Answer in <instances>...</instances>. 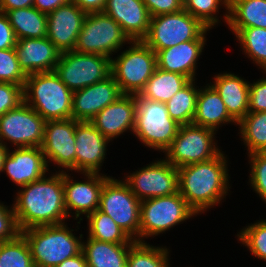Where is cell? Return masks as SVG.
<instances>
[{
    "mask_svg": "<svg viewBox=\"0 0 266 267\" xmlns=\"http://www.w3.org/2000/svg\"><path fill=\"white\" fill-rule=\"evenodd\" d=\"M14 49L26 75L54 71L61 54L47 37L19 39Z\"/></svg>",
    "mask_w": 266,
    "mask_h": 267,
    "instance_id": "cell-22",
    "label": "cell"
},
{
    "mask_svg": "<svg viewBox=\"0 0 266 267\" xmlns=\"http://www.w3.org/2000/svg\"><path fill=\"white\" fill-rule=\"evenodd\" d=\"M75 140L76 171L78 173H100L110 140L90 122L84 121L76 124Z\"/></svg>",
    "mask_w": 266,
    "mask_h": 267,
    "instance_id": "cell-20",
    "label": "cell"
},
{
    "mask_svg": "<svg viewBox=\"0 0 266 267\" xmlns=\"http://www.w3.org/2000/svg\"><path fill=\"white\" fill-rule=\"evenodd\" d=\"M230 30L239 41L244 54L266 72V29L250 27L230 28Z\"/></svg>",
    "mask_w": 266,
    "mask_h": 267,
    "instance_id": "cell-33",
    "label": "cell"
},
{
    "mask_svg": "<svg viewBox=\"0 0 266 267\" xmlns=\"http://www.w3.org/2000/svg\"><path fill=\"white\" fill-rule=\"evenodd\" d=\"M228 171L223 151L209 161L179 167V193L197 214L204 213L229 193Z\"/></svg>",
    "mask_w": 266,
    "mask_h": 267,
    "instance_id": "cell-2",
    "label": "cell"
},
{
    "mask_svg": "<svg viewBox=\"0 0 266 267\" xmlns=\"http://www.w3.org/2000/svg\"><path fill=\"white\" fill-rule=\"evenodd\" d=\"M85 13L103 12L106 0H72Z\"/></svg>",
    "mask_w": 266,
    "mask_h": 267,
    "instance_id": "cell-46",
    "label": "cell"
},
{
    "mask_svg": "<svg viewBox=\"0 0 266 267\" xmlns=\"http://www.w3.org/2000/svg\"><path fill=\"white\" fill-rule=\"evenodd\" d=\"M23 96L45 121L72 118L73 91L54 71L27 75Z\"/></svg>",
    "mask_w": 266,
    "mask_h": 267,
    "instance_id": "cell-3",
    "label": "cell"
},
{
    "mask_svg": "<svg viewBox=\"0 0 266 267\" xmlns=\"http://www.w3.org/2000/svg\"><path fill=\"white\" fill-rule=\"evenodd\" d=\"M237 125L249 154L266 152V112L248 113Z\"/></svg>",
    "mask_w": 266,
    "mask_h": 267,
    "instance_id": "cell-32",
    "label": "cell"
},
{
    "mask_svg": "<svg viewBox=\"0 0 266 267\" xmlns=\"http://www.w3.org/2000/svg\"><path fill=\"white\" fill-rule=\"evenodd\" d=\"M0 267H35L29 244L21 233L0 243Z\"/></svg>",
    "mask_w": 266,
    "mask_h": 267,
    "instance_id": "cell-36",
    "label": "cell"
},
{
    "mask_svg": "<svg viewBox=\"0 0 266 267\" xmlns=\"http://www.w3.org/2000/svg\"><path fill=\"white\" fill-rule=\"evenodd\" d=\"M103 13L112 17L131 41L146 37L151 16L142 0H106Z\"/></svg>",
    "mask_w": 266,
    "mask_h": 267,
    "instance_id": "cell-23",
    "label": "cell"
},
{
    "mask_svg": "<svg viewBox=\"0 0 266 267\" xmlns=\"http://www.w3.org/2000/svg\"><path fill=\"white\" fill-rule=\"evenodd\" d=\"M237 122L229 115L220 94L210 84L200 88L192 124L217 131L219 125Z\"/></svg>",
    "mask_w": 266,
    "mask_h": 267,
    "instance_id": "cell-26",
    "label": "cell"
},
{
    "mask_svg": "<svg viewBox=\"0 0 266 267\" xmlns=\"http://www.w3.org/2000/svg\"><path fill=\"white\" fill-rule=\"evenodd\" d=\"M78 122L72 118L46 121L41 149L47 165L53 161L67 172H76L75 130Z\"/></svg>",
    "mask_w": 266,
    "mask_h": 267,
    "instance_id": "cell-15",
    "label": "cell"
},
{
    "mask_svg": "<svg viewBox=\"0 0 266 267\" xmlns=\"http://www.w3.org/2000/svg\"><path fill=\"white\" fill-rule=\"evenodd\" d=\"M266 112V77L249 83V113Z\"/></svg>",
    "mask_w": 266,
    "mask_h": 267,
    "instance_id": "cell-43",
    "label": "cell"
},
{
    "mask_svg": "<svg viewBox=\"0 0 266 267\" xmlns=\"http://www.w3.org/2000/svg\"><path fill=\"white\" fill-rule=\"evenodd\" d=\"M206 40H191L156 52L157 68L195 80L197 61Z\"/></svg>",
    "mask_w": 266,
    "mask_h": 267,
    "instance_id": "cell-24",
    "label": "cell"
},
{
    "mask_svg": "<svg viewBox=\"0 0 266 267\" xmlns=\"http://www.w3.org/2000/svg\"><path fill=\"white\" fill-rule=\"evenodd\" d=\"M67 224L33 227L22 230L27 240L35 267H56L64 260L82 252V238ZM80 239V240H79Z\"/></svg>",
    "mask_w": 266,
    "mask_h": 267,
    "instance_id": "cell-4",
    "label": "cell"
},
{
    "mask_svg": "<svg viewBox=\"0 0 266 267\" xmlns=\"http://www.w3.org/2000/svg\"><path fill=\"white\" fill-rule=\"evenodd\" d=\"M210 31L199 19L182 9L177 13L150 18L149 30L142 40L155 53L179 43L191 40H206Z\"/></svg>",
    "mask_w": 266,
    "mask_h": 267,
    "instance_id": "cell-7",
    "label": "cell"
},
{
    "mask_svg": "<svg viewBox=\"0 0 266 267\" xmlns=\"http://www.w3.org/2000/svg\"><path fill=\"white\" fill-rule=\"evenodd\" d=\"M197 216L179 192L141 201L139 242L155 237L170 228Z\"/></svg>",
    "mask_w": 266,
    "mask_h": 267,
    "instance_id": "cell-8",
    "label": "cell"
},
{
    "mask_svg": "<svg viewBox=\"0 0 266 267\" xmlns=\"http://www.w3.org/2000/svg\"><path fill=\"white\" fill-rule=\"evenodd\" d=\"M221 4L226 9L224 22L228 23L229 0H183V9L212 29L220 21L216 13H219Z\"/></svg>",
    "mask_w": 266,
    "mask_h": 267,
    "instance_id": "cell-37",
    "label": "cell"
},
{
    "mask_svg": "<svg viewBox=\"0 0 266 267\" xmlns=\"http://www.w3.org/2000/svg\"><path fill=\"white\" fill-rule=\"evenodd\" d=\"M168 250L136 241L130 247L126 267H170Z\"/></svg>",
    "mask_w": 266,
    "mask_h": 267,
    "instance_id": "cell-35",
    "label": "cell"
},
{
    "mask_svg": "<svg viewBox=\"0 0 266 267\" xmlns=\"http://www.w3.org/2000/svg\"><path fill=\"white\" fill-rule=\"evenodd\" d=\"M45 123L34 109L23 102L0 117V142L5 145L9 141L16 148L41 147Z\"/></svg>",
    "mask_w": 266,
    "mask_h": 267,
    "instance_id": "cell-13",
    "label": "cell"
},
{
    "mask_svg": "<svg viewBox=\"0 0 266 267\" xmlns=\"http://www.w3.org/2000/svg\"><path fill=\"white\" fill-rule=\"evenodd\" d=\"M17 38L5 13L0 12V49L14 48Z\"/></svg>",
    "mask_w": 266,
    "mask_h": 267,
    "instance_id": "cell-45",
    "label": "cell"
},
{
    "mask_svg": "<svg viewBox=\"0 0 266 267\" xmlns=\"http://www.w3.org/2000/svg\"><path fill=\"white\" fill-rule=\"evenodd\" d=\"M56 267H87V263L83 252H81L72 258L64 260Z\"/></svg>",
    "mask_w": 266,
    "mask_h": 267,
    "instance_id": "cell-49",
    "label": "cell"
},
{
    "mask_svg": "<svg viewBox=\"0 0 266 267\" xmlns=\"http://www.w3.org/2000/svg\"><path fill=\"white\" fill-rule=\"evenodd\" d=\"M137 109L134 135L145 146L165 152L177 135L180 125L173 120L165 103L136 95Z\"/></svg>",
    "mask_w": 266,
    "mask_h": 267,
    "instance_id": "cell-5",
    "label": "cell"
},
{
    "mask_svg": "<svg viewBox=\"0 0 266 267\" xmlns=\"http://www.w3.org/2000/svg\"><path fill=\"white\" fill-rule=\"evenodd\" d=\"M8 150H9L8 146L0 142V172L2 170V165L4 163V159L8 153Z\"/></svg>",
    "mask_w": 266,
    "mask_h": 267,
    "instance_id": "cell-50",
    "label": "cell"
},
{
    "mask_svg": "<svg viewBox=\"0 0 266 267\" xmlns=\"http://www.w3.org/2000/svg\"><path fill=\"white\" fill-rule=\"evenodd\" d=\"M248 157L251 165L250 186L266 204V152L248 154Z\"/></svg>",
    "mask_w": 266,
    "mask_h": 267,
    "instance_id": "cell-40",
    "label": "cell"
},
{
    "mask_svg": "<svg viewBox=\"0 0 266 267\" xmlns=\"http://www.w3.org/2000/svg\"><path fill=\"white\" fill-rule=\"evenodd\" d=\"M86 218L89 238L114 244H134L136 242L109 215L98 209Z\"/></svg>",
    "mask_w": 266,
    "mask_h": 267,
    "instance_id": "cell-31",
    "label": "cell"
},
{
    "mask_svg": "<svg viewBox=\"0 0 266 267\" xmlns=\"http://www.w3.org/2000/svg\"><path fill=\"white\" fill-rule=\"evenodd\" d=\"M132 245L114 244L88 237L86 242H82V252L87 267H126Z\"/></svg>",
    "mask_w": 266,
    "mask_h": 267,
    "instance_id": "cell-27",
    "label": "cell"
},
{
    "mask_svg": "<svg viewBox=\"0 0 266 267\" xmlns=\"http://www.w3.org/2000/svg\"><path fill=\"white\" fill-rule=\"evenodd\" d=\"M131 45L111 59V75L122 94L139 95L157 68L156 53L143 41H131Z\"/></svg>",
    "mask_w": 266,
    "mask_h": 267,
    "instance_id": "cell-6",
    "label": "cell"
},
{
    "mask_svg": "<svg viewBox=\"0 0 266 267\" xmlns=\"http://www.w3.org/2000/svg\"><path fill=\"white\" fill-rule=\"evenodd\" d=\"M199 89L195 80H191L165 104L169 116L179 125L191 124L196 111V99Z\"/></svg>",
    "mask_w": 266,
    "mask_h": 267,
    "instance_id": "cell-34",
    "label": "cell"
},
{
    "mask_svg": "<svg viewBox=\"0 0 266 267\" xmlns=\"http://www.w3.org/2000/svg\"><path fill=\"white\" fill-rule=\"evenodd\" d=\"M54 72L71 90L83 89L111 76V59L74 50L62 52Z\"/></svg>",
    "mask_w": 266,
    "mask_h": 267,
    "instance_id": "cell-12",
    "label": "cell"
},
{
    "mask_svg": "<svg viewBox=\"0 0 266 267\" xmlns=\"http://www.w3.org/2000/svg\"><path fill=\"white\" fill-rule=\"evenodd\" d=\"M20 233L13 206L0 203V243L15 239Z\"/></svg>",
    "mask_w": 266,
    "mask_h": 267,
    "instance_id": "cell-42",
    "label": "cell"
},
{
    "mask_svg": "<svg viewBox=\"0 0 266 267\" xmlns=\"http://www.w3.org/2000/svg\"><path fill=\"white\" fill-rule=\"evenodd\" d=\"M12 206L20 231L65 223L63 171L21 187Z\"/></svg>",
    "mask_w": 266,
    "mask_h": 267,
    "instance_id": "cell-1",
    "label": "cell"
},
{
    "mask_svg": "<svg viewBox=\"0 0 266 267\" xmlns=\"http://www.w3.org/2000/svg\"><path fill=\"white\" fill-rule=\"evenodd\" d=\"M87 13L72 0L47 14V38L62 53L75 48Z\"/></svg>",
    "mask_w": 266,
    "mask_h": 267,
    "instance_id": "cell-17",
    "label": "cell"
},
{
    "mask_svg": "<svg viewBox=\"0 0 266 267\" xmlns=\"http://www.w3.org/2000/svg\"><path fill=\"white\" fill-rule=\"evenodd\" d=\"M216 132L194 124L180 125L177 135L165 151V159L174 167L209 161L220 150L215 143Z\"/></svg>",
    "mask_w": 266,
    "mask_h": 267,
    "instance_id": "cell-10",
    "label": "cell"
},
{
    "mask_svg": "<svg viewBox=\"0 0 266 267\" xmlns=\"http://www.w3.org/2000/svg\"><path fill=\"white\" fill-rule=\"evenodd\" d=\"M17 186L23 187L39 180L49 171L44 153L41 147H22L10 149L4 159L1 172Z\"/></svg>",
    "mask_w": 266,
    "mask_h": 267,
    "instance_id": "cell-19",
    "label": "cell"
},
{
    "mask_svg": "<svg viewBox=\"0 0 266 267\" xmlns=\"http://www.w3.org/2000/svg\"><path fill=\"white\" fill-rule=\"evenodd\" d=\"M151 17L177 13L183 9V0H142Z\"/></svg>",
    "mask_w": 266,
    "mask_h": 267,
    "instance_id": "cell-44",
    "label": "cell"
},
{
    "mask_svg": "<svg viewBox=\"0 0 266 267\" xmlns=\"http://www.w3.org/2000/svg\"><path fill=\"white\" fill-rule=\"evenodd\" d=\"M23 87L14 83L0 82V117L24 102Z\"/></svg>",
    "mask_w": 266,
    "mask_h": 267,
    "instance_id": "cell-41",
    "label": "cell"
},
{
    "mask_svg": "<svg viewBox=\"0 0 266 267\" xmlns=\"http://www.w3.org/2000/svg\"><path fill=\"white\" fill-rule=\"evenodd\" d=\"M63 171L64 204L68 217L75 214V220L79 218L78 224L83 220L80 216L86 217L99 208L101 191L104 182L110 177L102 173H82L86 181H76L73 177ZM70 211V212H69Z\"/></svg>",
    "mask_w": 266,
    "mask_h": 267,
    "instance_id": "cell-16",
    "label": "cell"
},
{
    "mask_svg": "<svg viewBox=\"0 0 266 267\" xmlns=\"http://www.w3.org/2000/svg\"><path fill=\"white\" fill-rule=\"evenodd\" d=\"M237 234L254 257L266 261V219L244 227Z\"/></svg>",
    "mask_w": 266,
    "mask_h": 267,
    "instance_id": "cell-38",
    "label": "cell"
},
{
    "mask_svg": "<svg viewBox=\"0 0 266 267\" xmlns=\"http://www.w3.org/2000/svg\"><path fill=\"white\" fill-rule=\"evenodd\" d=\"M70 0H34L33 6L44 14H49Z\"/></svg>",
    "mask_w": 266,
    "mask_h": 267,
    "instance_id": "cell-47",
    "label": "cell"
},
{
    "mask_svg": "<svg viewBox=\"0 0 266 267\" xmlns=\"http://www.w3.org/2000/svg\"><path fill=\"white\" fill-rule=\"evenodd\" d=\"M122 95L112 75L103 81L73 91L72 119L90 122L102 109Z\"/></svg>",
    "mask_w": 266,
    "mask_h": 267,
    "instance_id": "cell-18",
    "label": "cell"
},
{
    "mask_svg": "<svg viewBox=\"0 0 266 267\" xmlns=\"http://www.w3.org/2000/svg\"><path fill=\"white\" fill-rule=\"evenodd\" d=\"M34 0H0V12L6 13L7 11L33 7Z\"/></svg>",
    "mask_w": 266,
    "mask_h": 267,
    "instance_id": "cell-48",
    "label": "cell"
},
{
    "mask_svg": "<svg viewBox=\"0 0 266 267\" xmlns=\"http://www.w3.org/2000/svg\"><path fill=\"white\" fill-rule=\"evenodd\" d=\"M126 42L130 45L131 40L112 17L103 12L88 13L74 51L112 59L111 54L121 50Z\"/></svg>",
    "mask_w": 266,
    "mask_h": 267,
    "instance_id": "cell-9",
    "label": "cell"
},
{
    "mask_svg": "<svg viewBox=\"0 0 266 267\" xmlns=\"http://www.w3.org/2000/svg\"><path fill=\"white\" fill-rule=\"evenodd\" d=\"M214 89L220 94L229 115L238 123L249 113V82L234 73L214 76Z\"/></svg>",
    "mask_w": 266,
    "mask_h": 267,
    "instance_id": "cell-25",
    "label": "cell"
},
{
    "mask_svg": "<svg viewBox=\"0 0 266 267\" xmlns=\"http://www.w3.org/2000/svg\"><path fill=\"white\" fill-rule=\"evenodd\" d=\"M17 40L47 37V14L33 7L19 8L5 13Z\"/></svg>",
    "mask_w": 266,
    "mask_h": 267,
    "instance_id": "cell-29",
    "label": "cell"
},
{
    "mask_svg": "<svg viewBox=\"0 0 266 267\" xmlns=\"http://www.w3.org/2000/svg\"><path fill=\"white\" fill-rule=\"evenodd\" d=\"M228 28L266 29V0H229Z\"/></svg>",
    "mask_w": 266,
    "mask_h": 267,
    "instance_id": "cell-30",
    "label": "cell"
},
{
    "mask_svg": "<svg viewBox=\"0 0 266 267\" xmlns=\"http://www.w3.org/2000/svg\"><path fill=\"white\" fill-rule=\"evenodd\" d=\"M136 95L123 94L116 101L102 109L90 123L109 139L134 130L136 119Z\"/></svg>",
    "mask_w": 266,
    "mask_h": 267,
    "instance_id": "cell-21",
    "label": "cell"
},
{
    "mask_svg": "<svg viewBox=\"0 0 266 267\" xmlns=\"http://www.w3.org/2000/svg\"><path fill=\"white\" fill-rule=\"evenodd\" d=\"M125 178L131 192L140 201L179 192L178 168L166 159L152 162Z\"/></svg>",
    "mask_w": 266,
    "mask_h": 267,
    "instance_id": "cell-14",
    "label": "cell"
},
{
    "mask_svg": "<svg viewBox=\"0 0 266 267\" xmlns=\"http://www.w3.org/2000/svg\"><path fill=\"white\" fill-rule=\"evenodd\" d=\"M190 81L191 80L184 75L166 72L156 68L154 74L146 82L139 96L141 98L166 103Z\"/></svg>",
    "mask_w": 266,
    "mask_h": 267,
    "instance_id": "cell-28",
    "label": "cell"
},
{
    "mask_svg": "<svg viewBox=\"0 0 266 267\" xmlns=\"http://www.w3.org/2000/svg\"><path fill=\"white\" fill-rule=\"evenodd\" d=\"M27 75L20 68L14 48L0 49V82L24 86Z\"/></svg>",
    "mask_w": 266,
    "mask_h": 267,
    "instance_id": "cell-39",
    "label": "cell"
},
{
    "mask_svg": "<svg viewBox=\"0 0 266 267\" xmlns=\"http://www.w3.org/2000/svg\"><path fill=\"white\" fill-rule=\"evenodd\" d=\"M140 204L125 181L109 177L104 182L98 210L109 215L133 240L139 242Z\"/></svg>",
    "mask_w": 266,
    "mask_h": 267,
    "instance_id": "cell-11",
    "label": "cell"
}]
</instances>
